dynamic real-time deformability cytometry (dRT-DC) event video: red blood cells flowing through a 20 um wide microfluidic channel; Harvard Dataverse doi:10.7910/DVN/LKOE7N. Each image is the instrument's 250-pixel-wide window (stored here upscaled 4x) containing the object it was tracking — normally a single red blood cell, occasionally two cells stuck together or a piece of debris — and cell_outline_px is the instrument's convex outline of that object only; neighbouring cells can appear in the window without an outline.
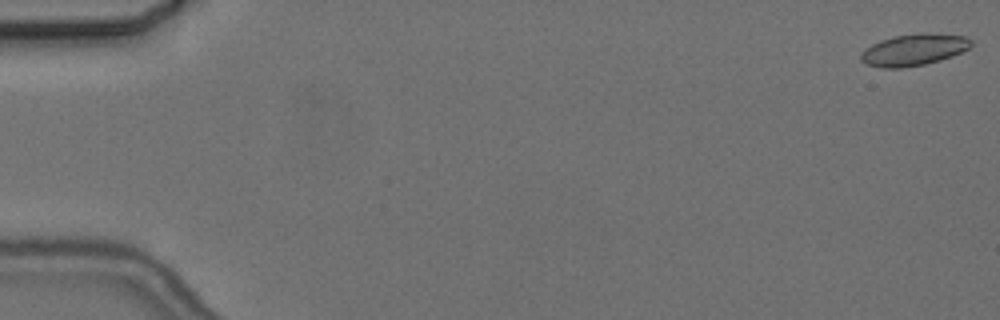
{"species": "common noctule bat (a hibernating species)", "species_latin": "Nyctalus noctula", "temperature_condition": "cold", "stored_images_in_passage": 6, "camera_frame_rate_fps": 3000, "um_per_image_px": 0.085, "animal": {"sex": "female", "body_mass_g": 24.6, "forearm_length_mm": 56.2}, "frame": {"image": 1, "passage_image": 1, "time_ms": 0.0, "image_size_px": [1000, 320], "cell_outline_px": [[972, 44], [968, 48], [952, 56], [940, 60], [924, 64], [900, 68], [884, 68], [868, 64], [860, 60], [860, 56], [872, 44], [880, 40], [896, 36], [924, 32], [968, 36], [972, 40]], "centroid_in_image_um": [77.72, 4.22], "position_along_channel_um": 7.3, "area_um2": 20.11}}
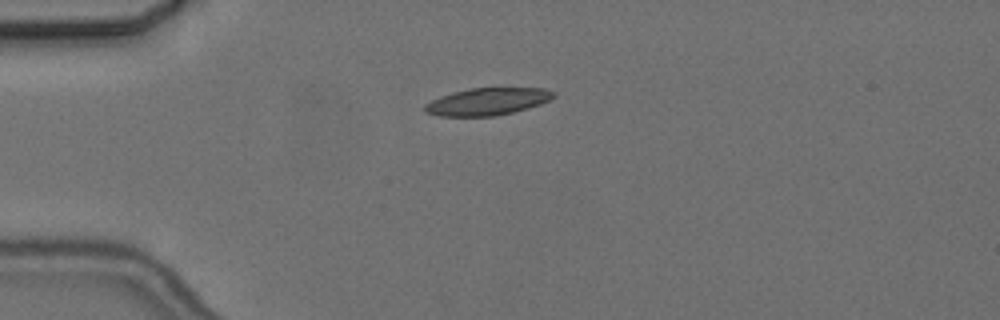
{"frame": {"image": 2, "passage_image": 5, "time_ms": 4.667, "image_size_px": [1000, 320], "cell_outline_px": [[556, 96], [552, 100], [528, 108], [496, 116], [440, 116], [424, 112], [424, 104], [440, 96], [452, 92], [472, 88], [544, 88], [556, 92]], "centroid_in_image_um": [41.45, 8.63], "position_along_channel_um": 43.5, "area_um2": 20.58}}